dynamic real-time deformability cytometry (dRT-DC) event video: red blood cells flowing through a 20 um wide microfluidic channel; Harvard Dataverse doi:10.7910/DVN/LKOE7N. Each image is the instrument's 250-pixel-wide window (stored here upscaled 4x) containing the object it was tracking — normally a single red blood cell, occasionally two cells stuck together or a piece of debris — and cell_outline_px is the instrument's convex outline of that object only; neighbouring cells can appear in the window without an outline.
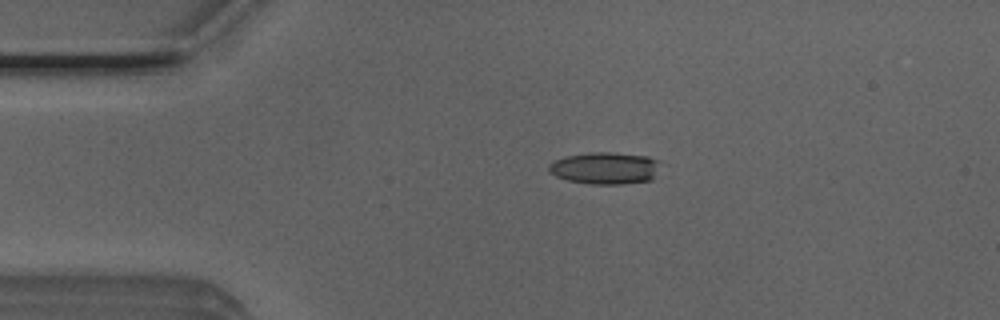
{"species": "Egyptian fruit bat (a non-hibernating species)", "species_latin": "Rousettus aegyptiacus", "temperature_condition": "room temperature", "stored_images_in_passage": 4, "camera_frame_rate_fps": 3000, "um_per_image_px": 0.085, "animal": {"sex": "male"}, "frame": {"image": 1, "passage_image": 3, "time_ms": 0.667, "image_size_px": [1000, 320], "cell_outline_px": [[660, 160], [652, 180], [620, 184], [588, 184], [568, 180], [556, 176], [548, 172], [548, 164], [552, 160], [568, 156], [588, 152], [612, 152], [648, 156]], "centroid_in_image_um": [51.39, 14.28], "position_along_channel_um": 33.6, "area_um2": 20.92}}